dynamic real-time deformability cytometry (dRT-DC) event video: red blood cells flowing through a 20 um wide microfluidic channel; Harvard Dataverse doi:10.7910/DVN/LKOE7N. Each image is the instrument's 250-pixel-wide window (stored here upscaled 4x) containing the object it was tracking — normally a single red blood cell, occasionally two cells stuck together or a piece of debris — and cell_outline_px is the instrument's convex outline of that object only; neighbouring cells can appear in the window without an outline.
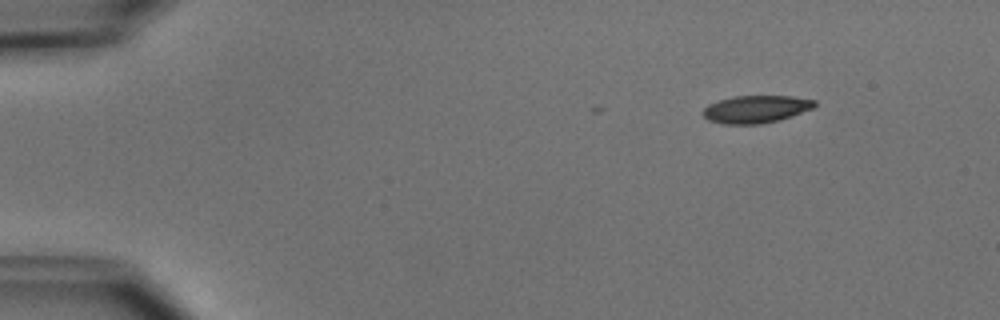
{"species": "common noctule bat (a hibernating species)", "species_latin": "Nyctalus noctula", "temperature_condition": "cold", "stored_images_in_passage": 2, "camera_frame_rate_fps": 3000, "um_per_image_px": 0.085, "animal": {"sex": "male", "body_mass_g": 15.6}, "frame": {"image": 1, "passage_image": 2, "time_ms": 1.333, "image_size_px": [1000, 320], "cell_outline_px": [[816, 104], [812, 108], [780, 120], [760, 124], [724, 124], [708, 120], [704, 116], [704, 108], [708, 104], [720, 100], [736, 96], [792, 96], [816, 100]], "centroid_in_image_um": [64.26, 9.28], "position_along_channel_um": 20.7, "area_um2": 17.74}}